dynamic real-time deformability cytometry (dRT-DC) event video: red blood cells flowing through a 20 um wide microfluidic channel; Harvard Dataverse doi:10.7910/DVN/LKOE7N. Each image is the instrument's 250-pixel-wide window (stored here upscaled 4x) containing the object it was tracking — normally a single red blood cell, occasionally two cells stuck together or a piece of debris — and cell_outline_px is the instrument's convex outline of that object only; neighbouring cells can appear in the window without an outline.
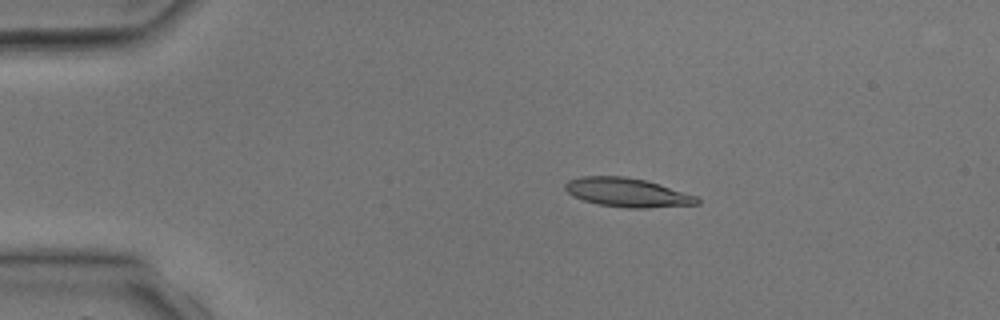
{"species": "common noctule bat (a hibernating species)", "species_latin": "Nyctalus noctula", "temperature_condition": "room temperature", "stored_images_in_passage": 3, "camera_frame_rate_fps": 3000, "um_per_image_px": 0.085, "animal": {"sex": "male", "body_mass_g": 17.9, "forearm_length_mm": 54.2}, "frame": {"image": 1, "passage_image": 1, "time_ms": 0.0, "image_size_px": [1000, 320], "cell_outline_px": [[700, 204], [648, 208], [624, 208], [596, 204], [572, 196], [564, 188], [564, 184], [568, 180], [580, 176], [624, 176], [644, 180], [660, 184], [696, 196], [700, 200]], "centroid_in_image_um": [53.3, 16.37], "position_along_channel_um": 31.7, "area_um2": 22.37}}